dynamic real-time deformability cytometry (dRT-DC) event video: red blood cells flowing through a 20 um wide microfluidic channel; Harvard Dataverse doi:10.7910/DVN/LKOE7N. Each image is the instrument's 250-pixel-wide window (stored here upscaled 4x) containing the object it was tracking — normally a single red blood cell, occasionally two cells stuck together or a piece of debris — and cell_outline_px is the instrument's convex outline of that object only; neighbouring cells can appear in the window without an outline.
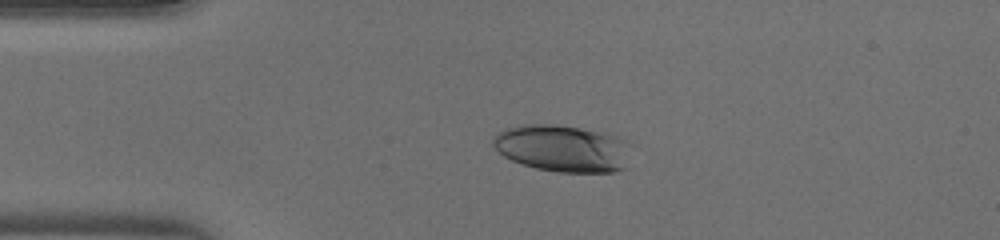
{"species": "human", "species_latin": "Homo sapiens", "temperature_condition": "warm", "stored_images_in_passage": 45, "camera_frame_rate_fps": 3000, "um_per_image_px": 0.085, "donor": {"sex": "male"}, "frame": {"image": 1, "passage_image": 9, "time_ms": 2.667, "image_size_px": [1000, 240], "cell_outline_px": [[628, 144], [624, 168], [612, 172], [556, 172], [536, 168], [512, 160], [504, 156], [492, 144], [492, 140], [504, 128], [524, 124], [556, 124], [580, 128], [620, 136]], "centroid_in_image_um": [47.79, 12.6], "position_along_channel_um": 37.2, "area_um2": 37.4}}
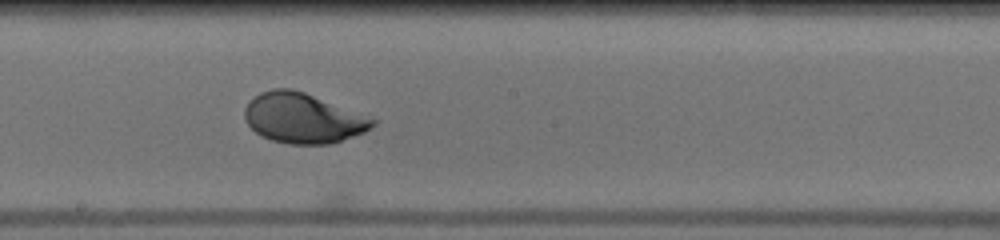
{"frame": {"image": 2, "passage_image": 24, "time_ms": 7.667, "image_size_px": [1000, 240], "cell_outline_px": [[376, 124], [364, 132], [328, 144], [288, 144], [272, 140], [256, 132], [244, 120], [244, 108], [248, 100], [260, 92], [272, 88], [292, 88], [304, 92], [376, 120]], "centroid_in_image_um": [25.67, 10.03], "position_along_channel_um": 222.5, "area_um2": 36.88}}
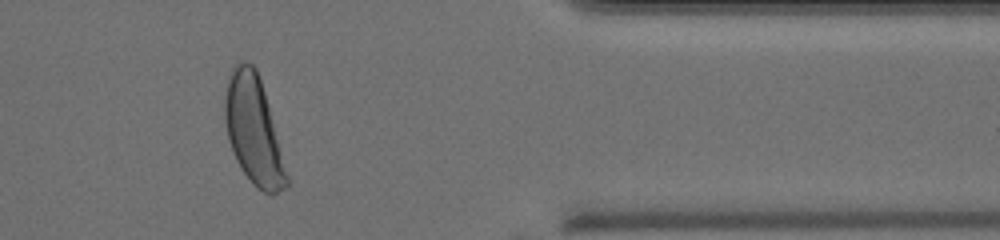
{"frame": {"image": 3, "passage_image": 37, "time_ms": 12.0, "image_size_px": [1000, 240], "cell_outline_px": [[288, 188], [272, 196], [256, 188], [252, 184], [240, 168], [232, 152], [228, 140], [224, 120], [224, 96], [228, 76], [232, 68], [240, 60], [244, 60], [252, 64], [256, 68], [268, 104], [288, 176]], "centroid_in_image_um": [21.52, 11.09], "position_along_channel_um": 389.9, "area_um2": 39.07}}